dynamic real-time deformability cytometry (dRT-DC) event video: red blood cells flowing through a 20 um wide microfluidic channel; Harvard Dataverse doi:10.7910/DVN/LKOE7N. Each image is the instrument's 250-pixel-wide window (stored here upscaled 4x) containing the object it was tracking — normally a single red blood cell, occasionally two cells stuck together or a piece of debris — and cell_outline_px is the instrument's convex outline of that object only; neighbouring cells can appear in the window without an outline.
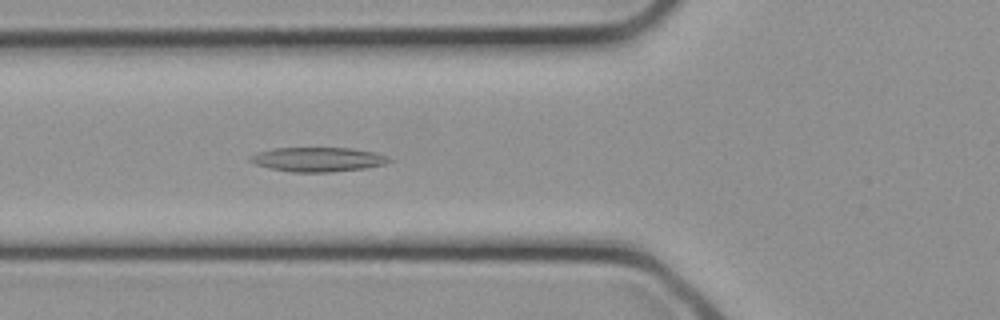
{"species": "common noctule bat (a hibernating species)", "species_latin": "Nyctalus noctula", "temperature_condition": "cold", "stored_images_in_passage": 11, "camera_frame_rate_fps": 3000, "um_per_image_px": 0.085, "animal": {"sex": "female", "body_mass_g": 21.9}, "frame": {"image": 1, "passage_image": 11, "time_ms": 3.333, "image_size_px": [1000, 320], "cell_outline_px": [[392, 160], [384, 164], [364, 168], [332, 172], [288, 172], [256, 164], [248, 160], [252, 156], [260, 152], [272, 148], [352, 148], [376, 152], [388, 156]], "centroid_in_image_um": [27.07, 13.55], "position_along_channel_um": 98.7, "area_um2": 19.59}}